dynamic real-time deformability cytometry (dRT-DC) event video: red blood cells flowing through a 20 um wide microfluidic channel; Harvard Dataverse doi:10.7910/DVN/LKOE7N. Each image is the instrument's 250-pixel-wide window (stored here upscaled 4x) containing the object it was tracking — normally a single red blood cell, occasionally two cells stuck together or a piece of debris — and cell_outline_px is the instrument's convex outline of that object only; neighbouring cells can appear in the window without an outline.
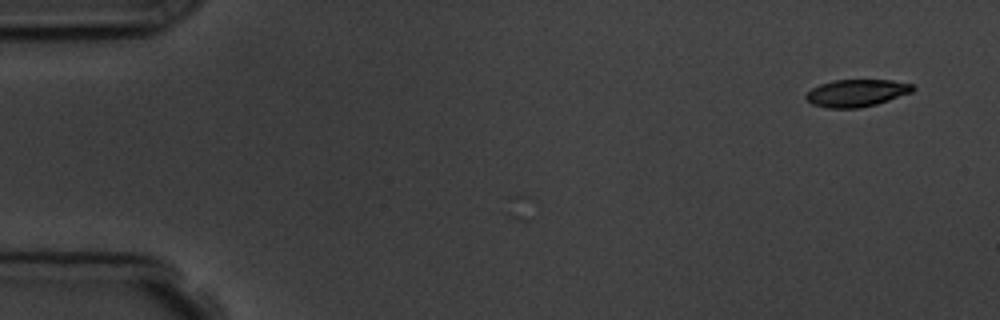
{"species": "common noctule bat (a hibernating species)", "species_latin": "Nyctalus noctula", "temperature_condition": "room temperature", "stored_images_in_passage": 3, "camera_frame_rate_fps": 3000, "um_per_image_px": 0.085, "animal": {"sex": "male", "body_mass_g": 19.5, "forearm_length_mm": 54.6}, "frame": {"image": 1, "passage_image": 3, "time_ms": 2.0, "image_size_px": [1000, 320], "cell_outline_px": [[916, 88], [912, 92], [876, 104], [860, 108], [828, 108], [812, 104], [804, 96], [812, 88], [820, 84], [832, 80], [892, 80], [912, 84]], "centroid_in_image_um": [72.81, 7.9], "position_along_channel_um": 12.2, "area_um2": 16.94}}